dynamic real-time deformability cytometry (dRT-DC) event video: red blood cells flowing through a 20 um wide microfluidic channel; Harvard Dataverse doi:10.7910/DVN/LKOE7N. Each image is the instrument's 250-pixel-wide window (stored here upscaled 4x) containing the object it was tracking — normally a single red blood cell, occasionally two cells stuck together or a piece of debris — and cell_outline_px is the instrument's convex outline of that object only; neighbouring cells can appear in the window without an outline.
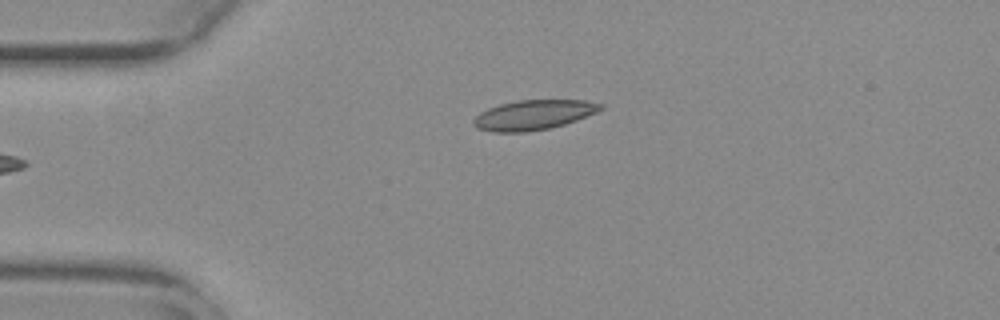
{"species": "common noctule bat (a hibernating species)", "species_latin": "Nyctalus noctula", "temperature_condition": "warm", "stored_images_in_passage": 37, "camera_frame_rate_fps": 3000, "um_per_image_px": 0.085, "animal": {"sex": "female", "body_mass_g": 29.2, "forearm_length_mm": 56.3}, "frame": {"image": 1, "passage_image": 1, "time_ms": 0.0, "image_size_px": [1000, 320], "cell_outline_px": [[604, 108], [596, 112], [576, 120], [564, 124], [548, 128], [524, 132], [496, 132], [476, 128], [472, 124], [472, 120], [480, 112], [488, 108], [500, 104], [516, 100], [588, 100], [604, 104]], "centroid_in_image_um": [45.34, 9.75], "position_along_channel_um": 39.7, "area_um2": 22.08}}
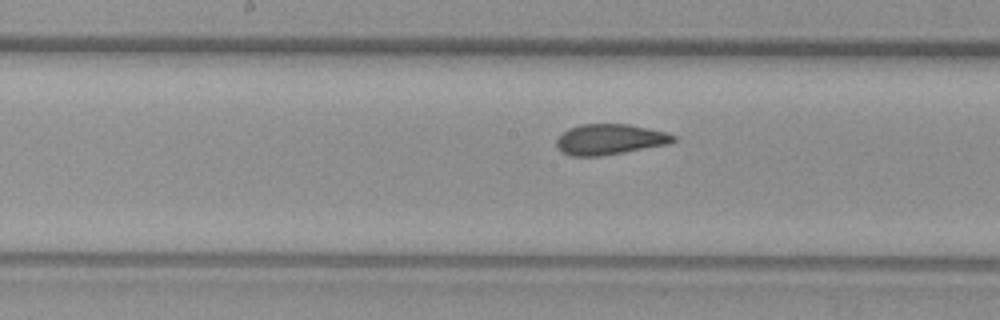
{"frame": {"image": 2, "passage_image": 16, "time_ms": 5.0, "image_size_px": [1000, 320], "cell_outline_px": [[676, 140], [668, 144], [624, 152], [600, 156], [572, 156], [556, 148], [556, 140], [568, 128], [580, 124], [628, 124], [668, 132], [676, 136]], "centroid_in_image_um": [51.84, 11.84], "position_along_channel_um": 196.4, "area_um2": 20.81}}
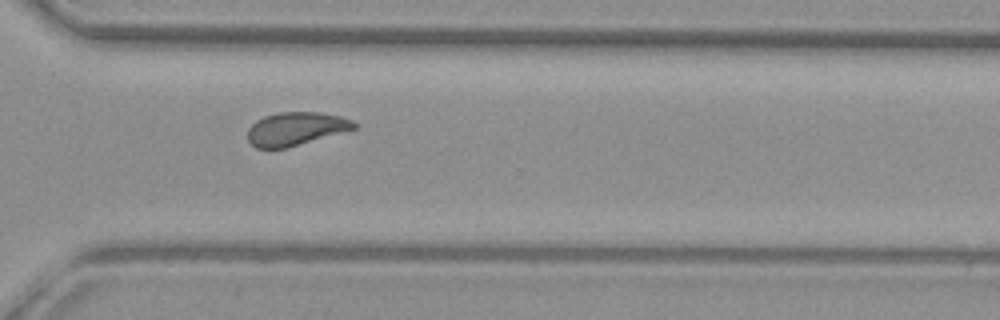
{"frame": {"image": 3, "passage_image": 28, "time_ms": 9.0, "image_size_px": [1000, 320], "cell_outline_px": [[356, 128], [288, 148], [256, 148], [248, 140], [248, 128], [256, 120], [264, 116], [280, 112], [320, 112], [340, 116], [352, 120], [356, 124]], "centroid_in_image_um": [25.12, 10.94], "position_along_channel_um": 345.5, "area_um2": 20.58}, "authors_computed_cell_mechanics": {"area_um2": 21.2704, "velocity_mm_per_s": 3.7345, "shape_relaxation_time_tau1_ms": 7.9895, "shape_relaxation_time_tau2_ms": 1.1747, "deformation_change_tau1": 0.1707, "deformation_change_tau2": 0.0495}}